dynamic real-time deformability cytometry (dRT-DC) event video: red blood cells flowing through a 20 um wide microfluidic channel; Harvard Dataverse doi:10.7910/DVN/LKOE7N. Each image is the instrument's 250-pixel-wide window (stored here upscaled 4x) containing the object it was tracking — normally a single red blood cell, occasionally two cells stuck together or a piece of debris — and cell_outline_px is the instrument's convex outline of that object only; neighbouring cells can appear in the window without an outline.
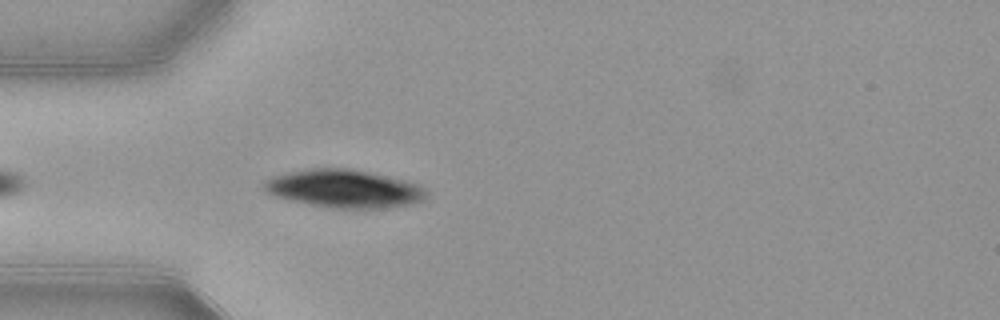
{"species": "common noctule bat (a hibernating species)", "species_latin": "Nyctalus noctula", "temperature_condition": "warm", "stored_images_in_passage": 11, "camera_frame_rate_fps": 3000, "um_per_image_px": 0.085, "animal": {"sex": "female", "body_mass_g": 21.9}, "frame": {"image": 1, "passage_image": 4, "time_ms": 1.0, "image_size_px": [1000, 320], "cell_outline_px": [[428, 196], [420, 200], [408, 204], [384, 208], [332, 208], [308, 204], [276, 196], [264, 192], [264, 184], [268, 180], [276, 176], [292, 172], [312, 168], [352, 168], [404, 180], [416, 184], [428, 192]], "centroid_in_image_um": [29.26, 16.04], "position_along_channel_um": 55.7, "area_um2": 35.37}}
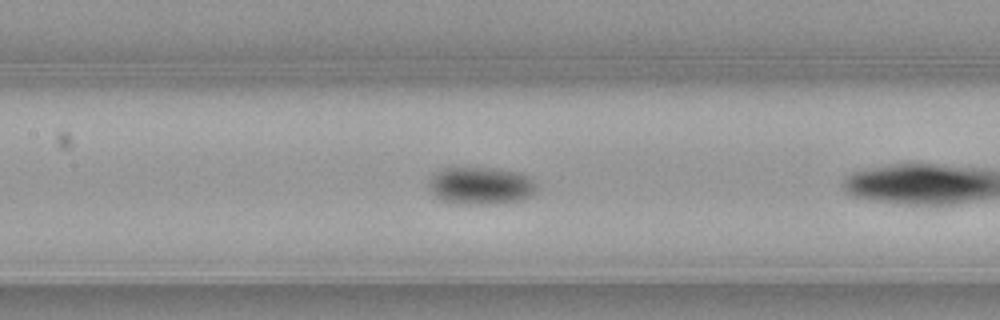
{"frame": {"image": 2, "passage_image": 10, "time_ms": 3.0, "image_size_px": [1000, 320], "cell_outline_px": [[536, 192], [520, 200], [492, 204], [464, 204], [444, 200], [436, 196], [432, 192], [432, 176], [436, 172], [444, 168], [492, 168], [516, 172], [528, 176], [536, 184]], "centroid_in_image_um": [40.91, 15.78], "position_along_channel_um": 166.5, "area_um2": 22.95}}